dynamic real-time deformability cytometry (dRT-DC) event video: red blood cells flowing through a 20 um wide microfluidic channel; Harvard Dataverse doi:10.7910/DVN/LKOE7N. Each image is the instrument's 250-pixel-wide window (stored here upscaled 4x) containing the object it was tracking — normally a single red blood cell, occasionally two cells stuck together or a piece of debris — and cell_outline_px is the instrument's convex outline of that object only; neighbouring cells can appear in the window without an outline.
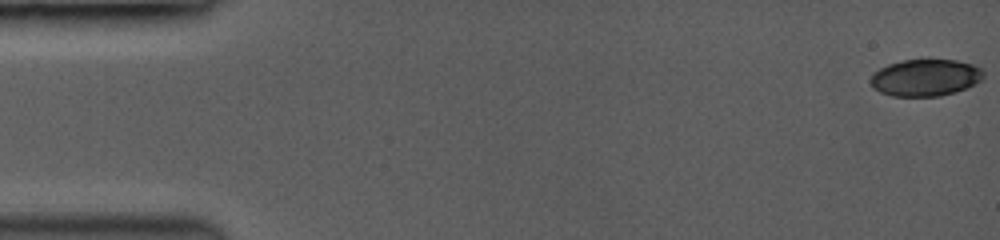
{"species": "common noctule bat (a hibernating species)", "species_latin": "Nyctalus noctula", "temperature_condition": "room temperature", "stored_images_in_passage": 56, "camera_frame_rate_fps": 3500, "um_per_image_px": 0.085, "animal": {"sex": "female", "body_mass_g": 19.0, "forearm_length_mm": 53.3}, "frame": {"image": 1, "passage_image": 1, "time_ms": 0.0, "image_size_px": [1000, 240], "cell_outline_px": [[984, 76], [976, 84], [968, 88], [956, 92], [940, 96], [892, 96], [880, 92], [872, 88], [868, 80], [872, 72], [888, 64], [904, 60], [956, 60], [972, 64], [980, 68], [984, 72]], "centroid_in_image_um": [78.63, 6.61], "position_along_channel_um": 6.4, "area_um2": 24.57}}
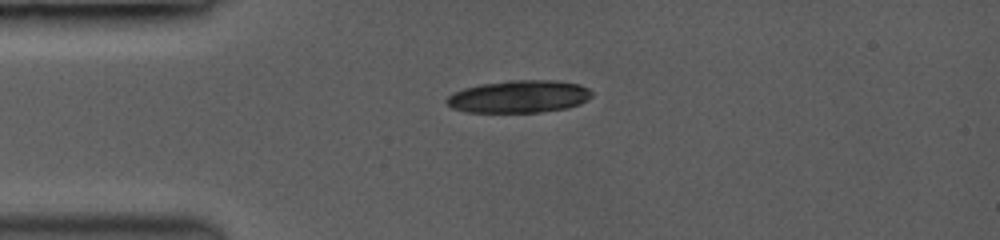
{"frame": {"image": 2, "passage_image": 15, "time_ms": 4.0, "image_size_px": [1000, 240], "cell_outline_px": [[592, 96], [588, 100], [580, 104], [568, 108], [540, 112], [464, 112], [452, 108], [448, 104], [448, 96], [464, 88], [484, 84], [512, 80], [548, 80], [580, 84], [588, 88], [592, 92]], "centroid_in_image_um": [44.17, 8.22], "position_along_channel_um": 40.8, "area_um2": 27.28}}